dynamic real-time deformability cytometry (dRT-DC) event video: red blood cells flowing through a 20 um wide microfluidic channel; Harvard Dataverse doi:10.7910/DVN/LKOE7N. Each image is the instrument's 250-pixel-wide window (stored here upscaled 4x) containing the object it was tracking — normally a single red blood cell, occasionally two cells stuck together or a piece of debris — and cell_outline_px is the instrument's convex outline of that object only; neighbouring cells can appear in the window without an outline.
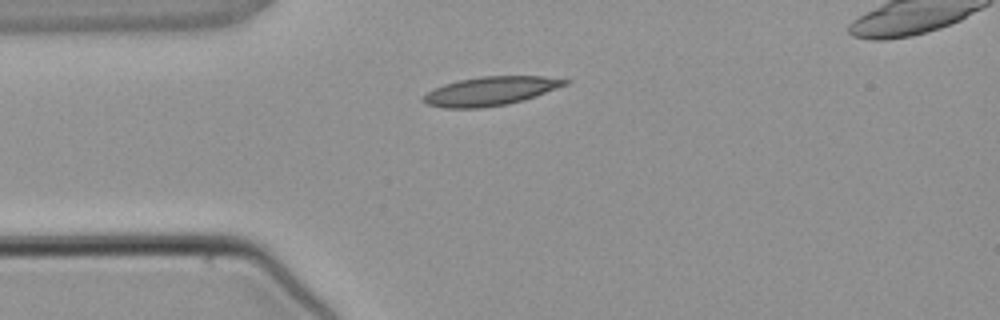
{"species": "common noctule bat (a hibernating species)", "species_latin": "Nyctalus noctula", "temperature_condition": "warm", "stored_images_in_passage": 2, "segment_of_instrument_passage": [1, 2], "camera_frame_rate_fps": 3000, "um_per_image_px": 0.085, "animal": {"sex": "male", "body_mass_g": 21.5, "forearm_length_mm": 52.0}, "frame": {"image": 1, "passage_image": 1, "time_ms": 0.0, "image_size_px": [1000, 320], "cell_outline_px": [[572, 80], [568, 84], [536, 96], [524, 100], [508, 104], [480, 108], [444, 108], [428, 104], [420, 100], [420, 96], [444, 84], [460, 80], [480, 76], [544, 76]], "centroid_in_image_um": [41.7, 7.74], "position_along_channel_um": 43.3, "area_um2": 23.87}}